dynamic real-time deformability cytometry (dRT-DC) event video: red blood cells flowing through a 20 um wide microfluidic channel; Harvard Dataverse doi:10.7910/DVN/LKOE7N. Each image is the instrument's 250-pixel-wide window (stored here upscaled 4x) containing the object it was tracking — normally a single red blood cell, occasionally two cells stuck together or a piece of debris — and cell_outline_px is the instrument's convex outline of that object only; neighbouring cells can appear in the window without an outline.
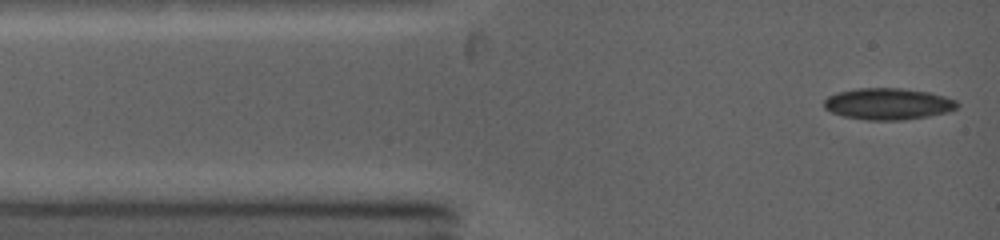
{"species": "common noctule bat (a hibernating species)", "species_latin": "Nyctalus noctula", "temperature_condition": "warm", "stored_images_in_passage": 4, "camera_frame_rate_fps": 5000, "um_per_image_px": 0.085, "animal": {"sex": "female", "body_mass_g": 19.0, "forearm_length_mm": 53.3}, "frame": {"image": 1, "passage_image": 1, "time_ms": 0.0, "image_size_px": [1000, 240], "cell_outline_px": [[960, 104], [956, 108], [948, 112], [928, 116], [904, 120], [868, 120], [844, 116], [832, 112], [824, 108], [824, 100], [828, 96], [836, 92], [856, 88], [900, 88], [928, 92], [944, 96], [956, 100]], "centroid_in_image_um": [75.48, 8.82], "position_along_channel_um": 9.5, "area_um2": 24.51}}
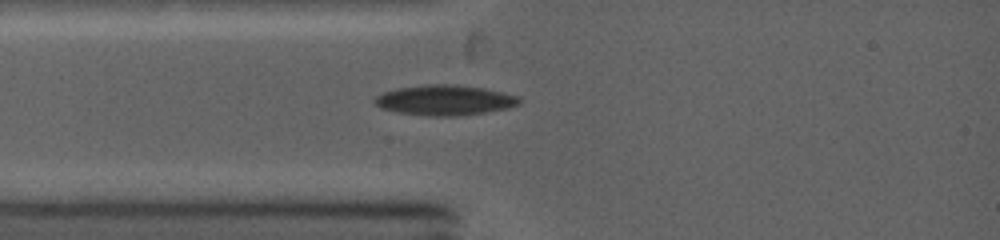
{"frame": {"image": 2, "passage_image": 4, "time_ms": 2.0, "image_size_px": [1000, 240], "cell_outline_px": [[520, 104], [508, 108], [484, 112], [456, 116], [432, 116], [396, 112], [380, 108], [372, 100], [376, 96], [384, 92], [396, 88], [432, 84], [448, 84], [484, 88], [520, 96]], "centroid_in_image_um": [37.79, 8.51], "position_along_channel_um": 47.2, "area_um2": 25.37}}